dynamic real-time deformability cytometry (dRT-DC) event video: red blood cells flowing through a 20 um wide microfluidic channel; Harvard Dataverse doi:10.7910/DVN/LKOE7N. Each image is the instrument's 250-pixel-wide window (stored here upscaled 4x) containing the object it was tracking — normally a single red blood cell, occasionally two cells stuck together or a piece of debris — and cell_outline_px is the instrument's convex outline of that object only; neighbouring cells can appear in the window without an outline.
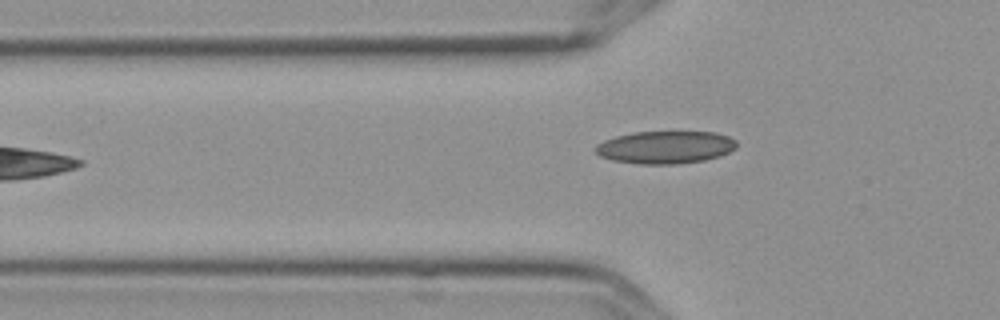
{"species": "Egyptian fruit bat (a non-hibernating species)", "species_latin": "Rousettus aegyptiacus", "temperature_condition": "cold", "stored_images_in_passage": 16, "camera_frame_rate_fps": 3000, "um_per_image_px": 0.085, "frame": {"image": 1, "passage_image": 6, "time_ms": 1.667, "image_size_px": [1000, 320], "cell_outline_px": [[736, 148], [720, 156], [704, 160], [680, 164], [640, 164], [612, 160], [600, 156], [592, 148], [596, 144], [604, 140], [616, 136], [632, 132], [716, 132], [728, 136], [736, 140]], "centroid_in_image_um": [56.53, 12.52], "position_along_channel_um": 69.3, "area_um2": 26.99}}
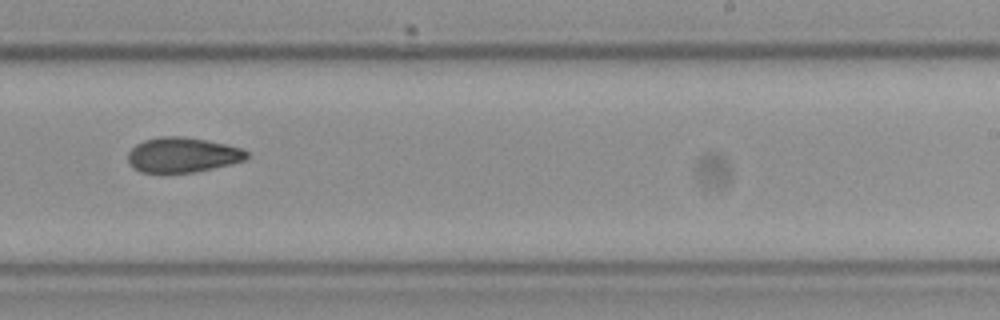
{"frame": {"image": 2, "passage_image": 11, "time_ms": 3.333, "image_size_px": [1000, 320], "cell_outline_px": [[248, 156], [244, 160], [212, 168], [192, 172], [140, 172], [128, 160], [128, 152], [136, 144], [144, 140], [160, 136], [180, 136], [204, 140], [224, 144], [240, 148], [248, 152]], "centroid_in_image_um": [15.49, 13.15], "position_along_channel_um": 273.5, "area_um2": 23.7}}
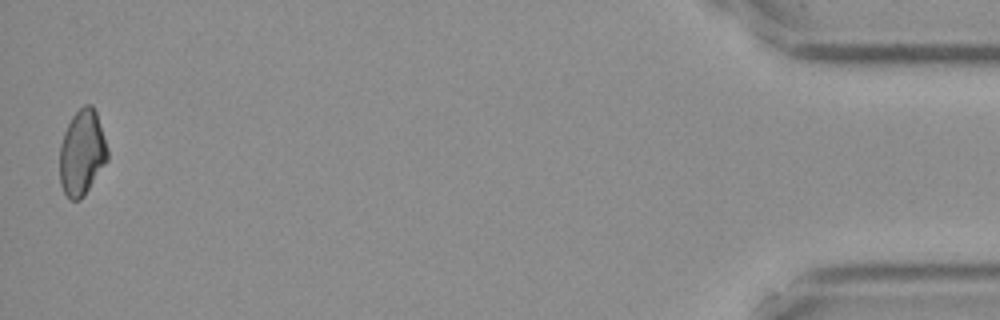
{"frame": {"image": 3, "passage_image": 16, "time_ms": 5.0, "image_size_px": [1000, 320], "cell_outline_px": [[108, 160], [84, 196], [80, 200], [72, 200], [64, 192], [60, 184], [60, 144], [64, 132], [72, 116], [84, 104], [92, 104], [96, 112], [108, 148]], "centroid_in_image_um": [6.97, 12.98], "position_along_channel_um": 428.2, "area_um2": 23.81}}